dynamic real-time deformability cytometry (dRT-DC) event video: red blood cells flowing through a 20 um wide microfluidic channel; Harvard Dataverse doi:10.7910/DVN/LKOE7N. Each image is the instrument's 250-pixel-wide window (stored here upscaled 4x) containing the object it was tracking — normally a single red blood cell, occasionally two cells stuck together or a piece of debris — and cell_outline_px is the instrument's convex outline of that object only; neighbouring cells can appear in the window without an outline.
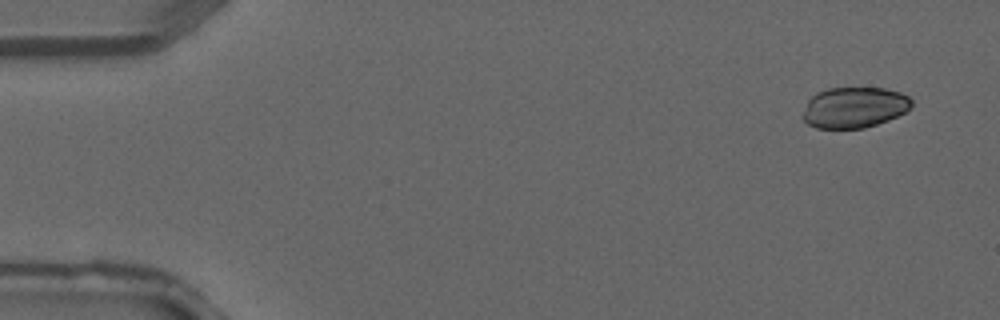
{"species": "common noctule bat (a hibernating species)", "species_latin": "Nyctalus noctula", "temperature_condition": "warm", "stored_images_in_passage": 3, "camera_frame_rate_fps": 3000, "um_per_image_px": 0.085, "animal": {"sex": "male", "forearm_length_mm": 52.5}, "frame": {"image": 1, "passage_image": 1, "time_ms": 0.0, "image_size_px": [1000, 320], "cell_outline_px": [[912, 108], [888, 120], [864, 128], [816, 128], [808, 124], [804, 120], [804, 112], [808, 100], [816, 92], [828, 88], [884, 88], [900, 92], [908, 96], [912, 100]], "centroid_in_image_um": [72.63, 9.12], "position_along_channel_um": 12.4, "area_um2": 25.78}}